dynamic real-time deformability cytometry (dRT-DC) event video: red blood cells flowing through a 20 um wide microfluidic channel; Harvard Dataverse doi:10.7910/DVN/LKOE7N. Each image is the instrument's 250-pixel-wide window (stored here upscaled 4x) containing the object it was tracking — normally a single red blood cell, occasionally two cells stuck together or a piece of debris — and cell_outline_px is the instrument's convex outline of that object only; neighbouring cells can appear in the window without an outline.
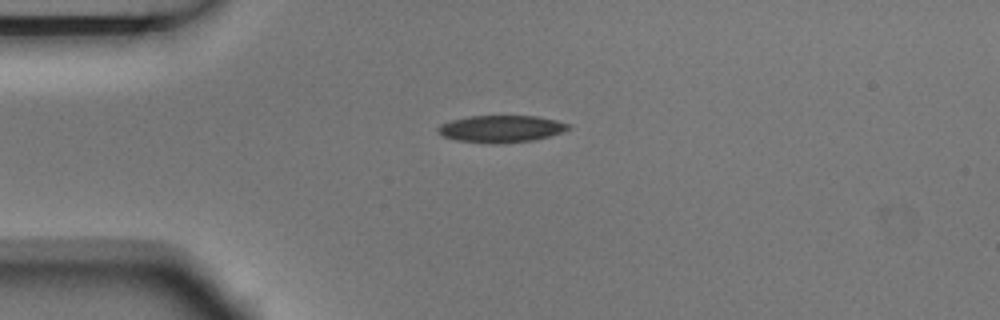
{"species": "Egyptian fruit bat (a non-hibernating species)", "species_latin": "Rousettus aegyptiacus", "temperature_condition": "room temperature", "stored_images_in_passage": 8, "camera_frame_rate_fps": 3000, "um_per_image_px": 0.085, "animal": {"sex": "male"}, "frame": {"image": 1, "passage_image": 1, "time_ms": 0.0, "image_size_px": [1000, 320], "cell_outline_px": [[572, 128], [548, 136], [532, 140], [492, 144], [456, 140], [444, 136], [436, 132], [436, 128], [440, 124], [452, 120], [468, 116], [536, 116], [556, 120], [572, 124]], "centroid_in_image_um": [42.58, 10.94], "position_along_channel_um": 42.4, "area_um2": 20.52}}
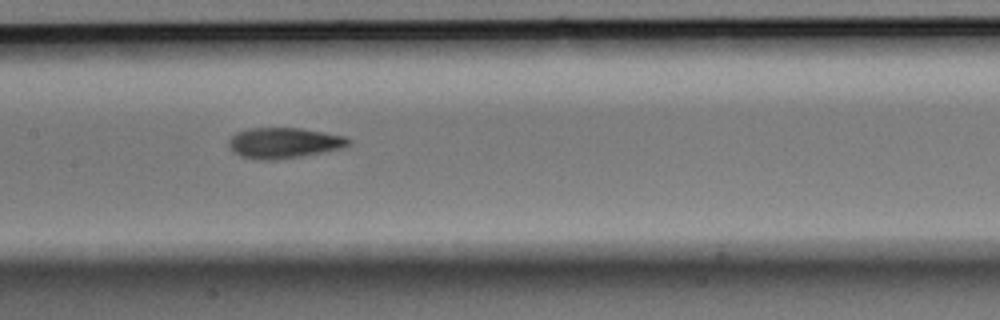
{"frame": {"image": 2, "passage_image": 5, "time_ms": 1.333, "image_size_px": [1000, 320], "cell_outline_px": [[352, 144], [340, 148], [304, 156], [276, 160], [256, 160], [240, 156], [232, 152], [228, 144], [228, 140], [236, 132], [248, 128], [300, 128], [324, 132], [344, 136], [352, 140]], "centroid_in_image_um": [24.1, 12.15], "position_along_channel_um": 183.3, "area_um2": 21.62}}
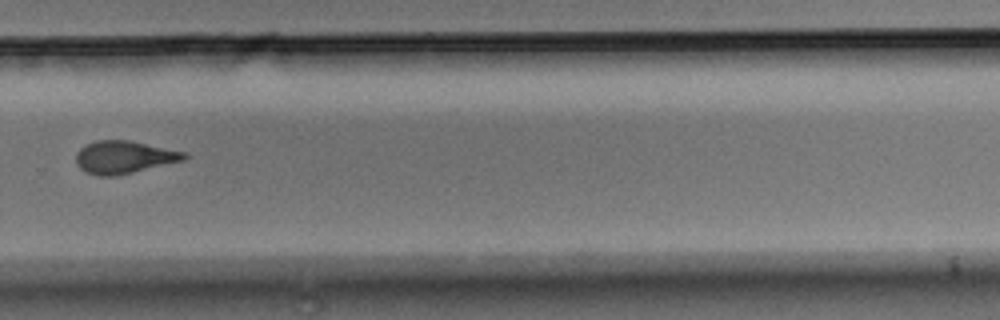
{"frame": {"image": 3, "passage_image": 8, "time_ms": 2.333, "image_size_px": [1000, 320], "cell_outline_px": [[188, 156], [184, 160], [132, 172], [112, 176], [100, 176], [88, 172], [80, 168], [76, 164], [76, 152], [84, 144], [96, 140], [128, 140], [184, 152]], "centroid_in_image_um": [10.49, 13.35], "position_along_channel_um": 319.3, "area_um2": 20.29}}